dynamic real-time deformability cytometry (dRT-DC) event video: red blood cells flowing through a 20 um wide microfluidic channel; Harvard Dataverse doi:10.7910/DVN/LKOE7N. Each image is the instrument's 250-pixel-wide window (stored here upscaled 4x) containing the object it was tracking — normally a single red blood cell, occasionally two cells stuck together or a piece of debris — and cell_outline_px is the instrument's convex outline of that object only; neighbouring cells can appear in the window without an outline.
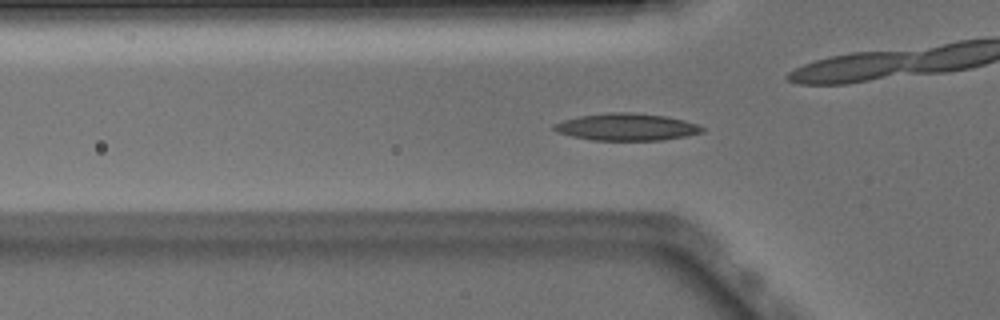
{"species": "Egyptian fruit bat (a non-hibernating species)", "species_latin": "Rousettus aegyptiacus", "temperature_condition": "warm", "stored_images_in_passage": 52, "camera_frame_rate_fps": 3000, "um_per_image_px": 0.085, "animal": {"sex": "male"}, "frame": {"image": 1, "passage_image": 16, "time_ms": 5.0, "image_size_px": [1000, 320], "cell_outline_px": [[704, 132], [684, 136], [660, 140], [592, 140], [572, 136], [556, 132], [552, 128], [552, 124], [576, 116], [608, 112], [632, 112], [668, 116], [684, 120], [696, 124], [704, 128]], "centroid_in_image_um": [53.22, 10.78], "position_along_channel_um": 72.6, "area_um2": 23.52}, "authors_computed_cell_mechanics": {"area_um2": 21.7039, "velocity_mm_per_s": 3.8602, "shape_relaxation_time_tau1_ms": 3.0821, "shape_relaxation_time_tau2_ms": 1.8063, "deformation_change_tau1": 0.1382, "deformation_change_tau2": 0.0811}}